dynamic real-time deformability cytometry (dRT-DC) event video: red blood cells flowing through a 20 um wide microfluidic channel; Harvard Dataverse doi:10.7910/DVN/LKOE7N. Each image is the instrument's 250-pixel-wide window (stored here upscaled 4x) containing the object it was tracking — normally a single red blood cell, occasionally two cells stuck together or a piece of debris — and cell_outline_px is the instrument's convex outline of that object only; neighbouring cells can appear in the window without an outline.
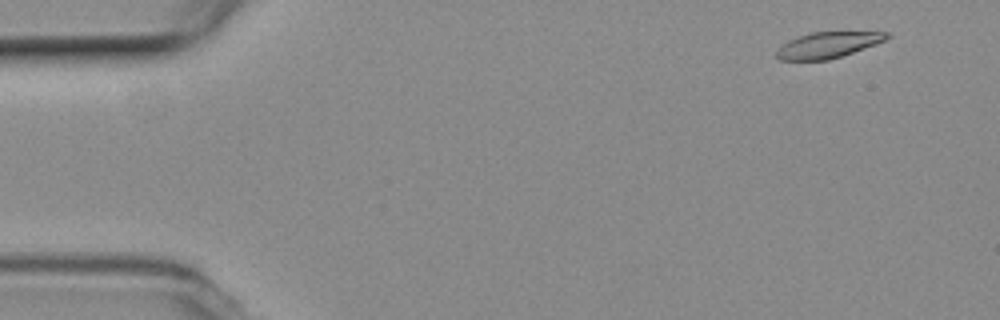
{"species": "common noctule bat (a hibernating species)", "species_latin": "Nyctalus noctula", "temperature_condition": "room temperature", "stored_images_in_passage": 5, "camera_frame_rate_fps": 3000, "um_per_image_px": 0.085, "animal": {"sex": "female", "body_mass_g": 19.3, "forearm_length_mm": 54.1}, "frame": {"image": 1, "passage_image": 1, "time_ms": 0.0, "image_size_px": [1000, 320], "cell_outline_px": [[888, 36], [884, 40], [876, 44], [828, 60], [780, 60], [776, 56], [776, 48], [788, 40], [812, 32], [888, 32]], "centroid_in_image_um": [70.3, 3.83], "position_along_channel_um": 14.7, "area_um2": 16.42}}
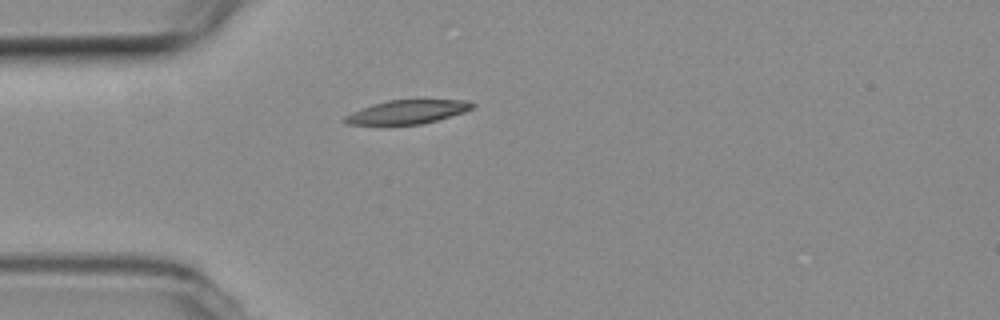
{"frame": {"image": 2, "passage_image": 4, "time_ms": 1.0, "image_size_px": [1000, 320], "cell_outline_px": [[476, 104], [472, 108], [464, 112], [436, 120], [420, 124], [348, 124], [344, 120], [344, 116], [352, 112], [372, 104], [388, 100], [464, 100]], "centroid_in_image_um": [34.63, 9.5], "position_along_channel_um": 50.4, "area_um2": 17.28}}